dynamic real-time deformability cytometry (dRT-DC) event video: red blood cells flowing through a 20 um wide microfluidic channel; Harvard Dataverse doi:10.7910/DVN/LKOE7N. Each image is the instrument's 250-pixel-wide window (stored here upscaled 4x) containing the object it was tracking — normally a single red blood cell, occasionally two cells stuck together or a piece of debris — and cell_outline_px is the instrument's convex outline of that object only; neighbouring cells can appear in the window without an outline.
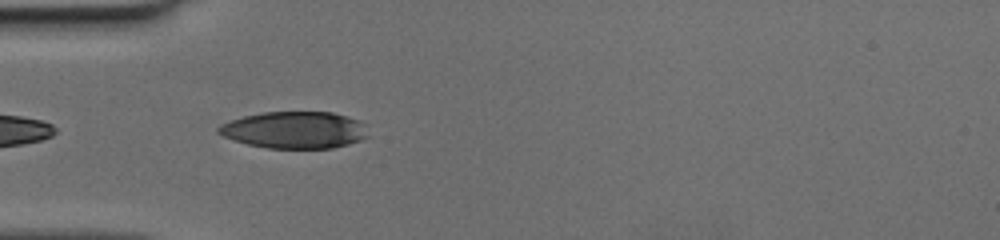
{"species": "human", "species_latin": "Homo sapiens", "temperature_condition": "cold", "stored_images_in_passage": 34, "camera_frame_rate_fps": 3000, "um_per_image_px": 0.085, "donor": {"sex": "female"}, "frame": {"image": 1, "passage_image": 1, "time_ms": 0.0, "image_size_px": [1000, 240], "cell_outline_px": [[368, 136], [360, 140], [348, 144], [332, 148], [268, 148], [248, 144], [232, 140], [216, 132], [216, 128], [220, 124], [228, 120], [244, 116], [264, 112], [332, 112], [360, 120], [364, 124]], "centroid_in_image_um": [25.01, 11.04], "position_along_channel_um": 60.0, "area_um2": 32.25}}
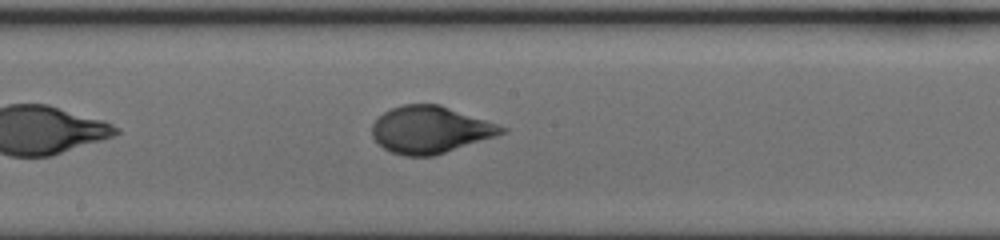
{"frame": {"image": 2, "passage_image": 12, "time_ms": 3.667, "image_size_px": [1000, 240], "cell_outline_px": [[508, 132], [496, 136], [432, 156], [404, 156], [392, 152], [384, 148], [372, 136], [372, 124], [384, 112], [392, 108], [404, 104], [440, 104], [500, 124], [508, 128]], "centroid_in_image_um": [36.61, 11.01], "position_along_channel_um": 211.6, "area_um2": 35.49}}
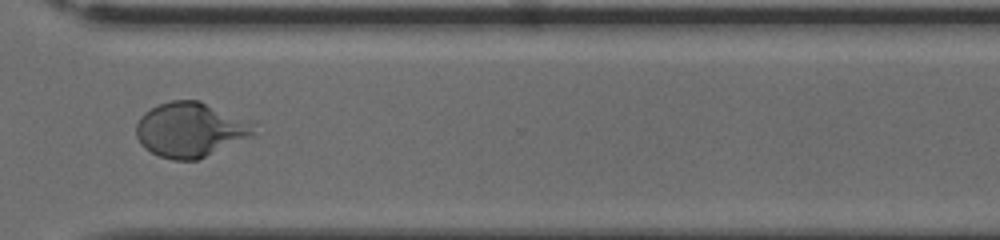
{"frame": {"image": 3, "passage_image": 22, "time_ms": 7.0, "image_size_px": [1000, 240], "cell_outline_px": [[252, 136], [196, 160], [172, 160], [160, 156], [144, 148], [140, 144], [136, 136], [136, 124], [140, 116], [144, 112], [160, 104], [172, 100], [200, 100], [252, 120]], "centroid_in_image_um": [16.16, 11.01], "position_along_channel_um": 354.4, "area_um2": 37.51}}